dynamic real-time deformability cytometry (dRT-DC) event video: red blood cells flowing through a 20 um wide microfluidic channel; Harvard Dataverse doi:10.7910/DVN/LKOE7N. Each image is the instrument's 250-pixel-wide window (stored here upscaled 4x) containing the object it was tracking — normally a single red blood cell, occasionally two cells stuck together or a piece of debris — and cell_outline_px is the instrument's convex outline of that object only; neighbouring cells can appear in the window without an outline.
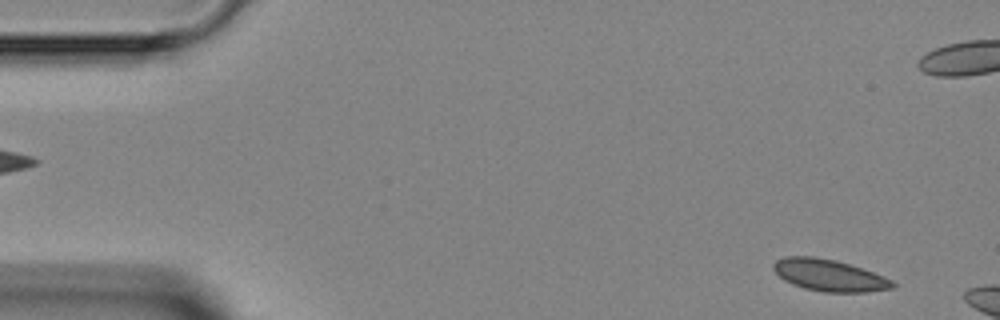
{"species": "Egyptian fruit bat (a non-hibernating species)", "species_latin": "Rousettus aegyptiacus", "temperature_condition": "room temperature", "stored_images_in_passage": 5, "segment_of_instrument_passage": [2, 2], "camera_frame_rate_fps": 3000, "um_per_image_px": 0.085, "animal": {"sex": "female"}, "frame": {"image": 1, "passage_image": 5, "time_ms": 4.333, "image_size_px": [1000, 320], "cell_outline_px": [[896, 284], [892, 288], [868, 292], [824, 292], [804, 288], [792, 284], [784, 280], [772, 268], [772, 264], [776, 260], [784, 256], [816, 256], [836, 260], [884, 276], [892, 280]], "centroid_in_image_um": [70.45, 23.39], "position_along_channel_um": 14.5, "area_um2": 22.02}}